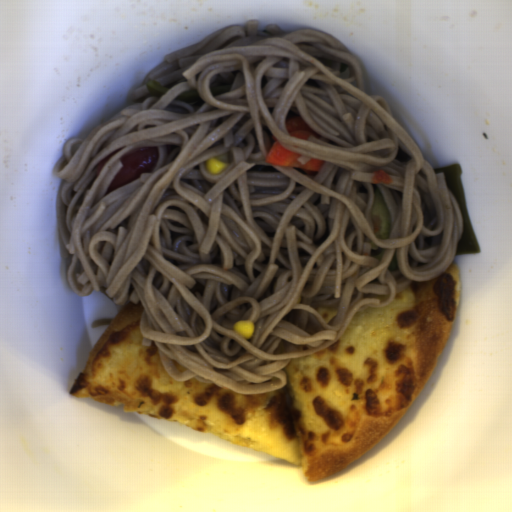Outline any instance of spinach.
<instances>
[{"label":"spinach","instance_id":"e1bbb2b3","mask_svg":"<svg viewBox=\"0 0 512 512\" xmlns=\"http://www.w3.org/2000/svg\"><path fill=\"white\" fill-rule=\"evenodd\" d=\"M175 99L178 102L193 104V103L201 100V97H200L198 91L194 90V91H186V92L180 93Z\"/></svg>","mask_w":512,"mask_h":512},{"label":"spinach","instance_id":"28cb9854","mask_svg":"<svg viewBox=\"0 0 512 512\" xmlns=\"http://www.w3.org/2000/svg\"><path fill=\"white\" fill-rule=\"evenodd\" d=\"M146 88L150 92L151 95L156 96V97L163 96L170 89L165 86H162L157 81H152V80H148Z\"/></svg>","mask_w":512,"mask_h":512},{"label":"spinach","instance_id":"e594cc25","mask_svg":"<svg viewBox=\"0 0 512 512\" xmlns=\"http://www.w3.org/2000/svg\"><path fill=\"white\" fill-rule=\"evenodd\" d=\"M397 270H399V267H398L397 255H396V250H395L392 260L388 266V271L395 272Z\"/></svg>","mask_w":512,"mask_h":512},{"label":"spinach","instance_id":"cb11ae35","mask_svg":"<svg viewBox=\"0 0 512 512\" xmlns=\"http://www.w3.org/2000/svg\"><path fill=\"white\" fill-rule=\"evenodd\" d=\"M373 234L377 239L387 240L392 233V218L386 201L379 189H374V204L371 212Z\"/></svg>","mask_w":512,"mask_h":512},{"label":"spinach","instance_id":"ac87bd10","mask_svg":"<svg viewBox=\"0 0 512 512\" xmlns=\"http://www.w3.org/2000/svg\"><path fill=\"white\" fill-rule=\"evenodd\" d=\"M385 249H381L375 245L372 241L370 244V256L374 257L377 260H382Z\"/></svg>","mask_w":512,"mask_h":512}]
</instances>
